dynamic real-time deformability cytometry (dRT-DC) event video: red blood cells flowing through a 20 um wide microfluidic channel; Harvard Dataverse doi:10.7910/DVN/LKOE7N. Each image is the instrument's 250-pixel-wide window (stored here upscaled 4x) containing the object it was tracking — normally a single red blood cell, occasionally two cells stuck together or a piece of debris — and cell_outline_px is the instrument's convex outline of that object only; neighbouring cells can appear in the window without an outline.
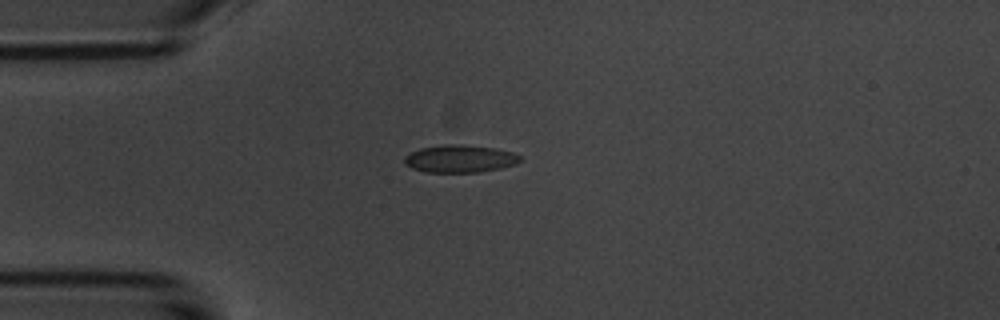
{"species": "common noctule bat (a hibernating species)", "species_latin": "Nyctalus noctula", "temperature_condition": "room temperature", "stored_images_in_passage": 3, "camera_frame_rate_fps": 3000, "um_per_image_px": 0.085, "animal": {"sex": "male", "body_mass_g": 20.1, "forearm_length_mm": 53.5}, "frame": {"image": 1, "passage_image": 1, "time_ms": 0.0, "image_size_px": [1000, 320], "cell_outline_px": [[524, 160], [516, 164], [500, 168], [480, 172], [424, 172], [412, 168], [404, 164], [404, 156], [420, 148], [444, 144], [460, 144], [496, 148], [512, 152], [520, 156]], "centroid_in_image_um": [39.1, 13.49], "position_along_channel_um": 45.9, "area_um2": 18.73}}